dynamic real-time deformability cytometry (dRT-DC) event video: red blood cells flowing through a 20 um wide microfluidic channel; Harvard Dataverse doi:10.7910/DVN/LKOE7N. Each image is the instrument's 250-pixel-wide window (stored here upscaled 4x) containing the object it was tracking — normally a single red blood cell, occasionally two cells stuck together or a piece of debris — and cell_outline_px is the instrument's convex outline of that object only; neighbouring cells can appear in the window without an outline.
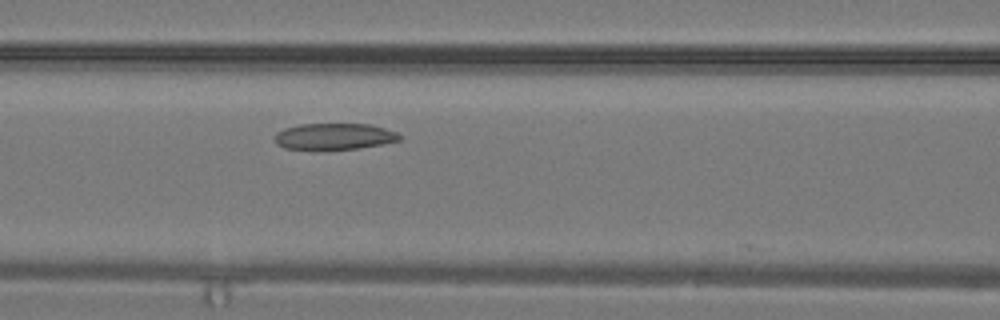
{"species": "common noctule bat (a hibernating species)", "species_latin": "Nyctalus noctula", "temperature_condition": "warm", "stored_images_in_passage": 16, "camera_frame_rate_fps": 3000, "um_per_image_px": 0.085, "animal": {"sex": "male", "body_mass_g": 19.2, "forearm_length_mm": 51.8}, "frame": {"image": 1, "passage_image": 10, "time_ms": 3.0, "image_size_px": [1000, 320], "cell_outline_px": [[404, 136], [400, 140], [360, 148], [284, 148], [276, 144], [276, 132], [284, 128], [300, 124], [372, 124], [396, 132]], "centroid_in_image_um": [28.45, 11.57], "position_along_channel_um": 138.2, "area_um2": 18.79}}
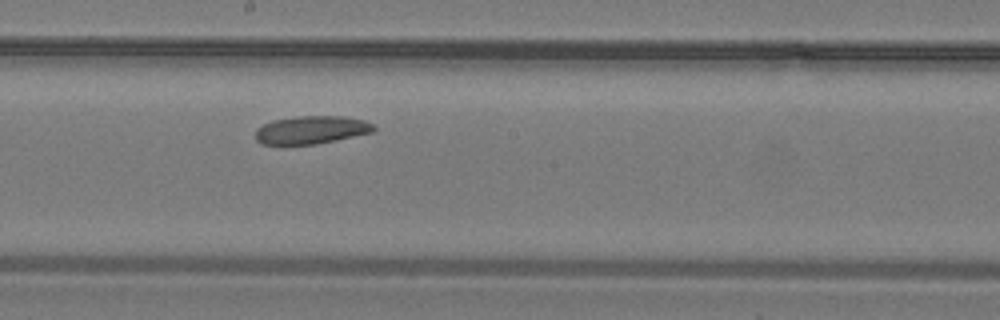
{"frame": {"image": 2, "passage_image": 14, "time_ms": 4.333, "image_size_px": [1000, 320], "cell_outline_px": [[376, 128], [372, 132], [336, 140], [316, 144], [260, 144], [256, 140], [256, 128], [272, 120], [296, 116], [344, 116], [364, 120], [372, 124]], "centroid_in_image_um": [26.44, 11.03], "position_along_channel_um": 221.8, "area_um2": 19.25}}
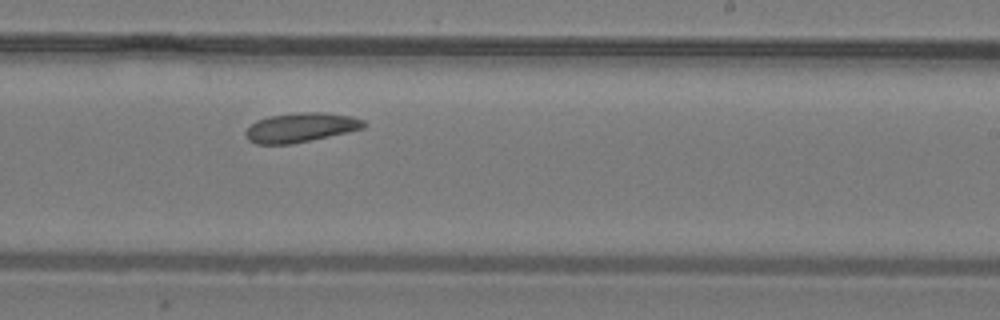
{"frame": {"image": 3, "passage_image": 16, "time_ms": 5.0, "image_size_px": [1000, 320], "cell_outline_px": [[368, 124], [364, 128], [348, 132], [312, 140], [292, 144], [256, 144], [248, 140], [244, 136], [244, 132], [256, 120], [268, 116], [296, 112], [324, 112], [352, 116], [364, 120]], "centroid_in_image_um": [25.56, 10.83], "position_along_channel_um": 263.4, "area_um2": 20.52}}